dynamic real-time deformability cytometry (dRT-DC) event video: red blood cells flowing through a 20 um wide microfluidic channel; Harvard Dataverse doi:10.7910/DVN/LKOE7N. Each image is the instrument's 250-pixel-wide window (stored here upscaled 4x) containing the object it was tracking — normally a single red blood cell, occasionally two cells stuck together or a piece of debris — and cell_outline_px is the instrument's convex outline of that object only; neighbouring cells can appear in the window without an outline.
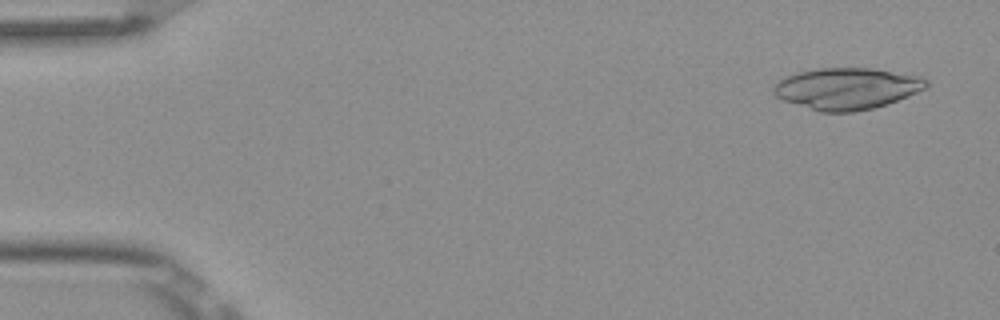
{"species": "Egyptian fruit bat (a non-hibernating species)", "species_latin": "Rousettus aegyptiacus", "temperature_condition": "room temperature", "stored_images_in_passage": 4, "camera_frame_rate_fps": 3000, "um_per_image_px": 0.085, "frame": {"image": 1, "passage_image": 1, "time_ms": 0.0, "image_size_px": [1000, 320], "cell_outline_px": [[928, 84], [924, 88], [908, 96], [872, 108], [852, 112], [820, 112], [784, 100], [776, 96], [772, 92], [772, 88], [784, 76], [796, 72], [816, 68], [872, 68], [920, 76], [928, 80]], "centroid_in_image_um": [71.94, 7.51], "position_along_channel_um": 13.1, "area_um2": 36.76}}